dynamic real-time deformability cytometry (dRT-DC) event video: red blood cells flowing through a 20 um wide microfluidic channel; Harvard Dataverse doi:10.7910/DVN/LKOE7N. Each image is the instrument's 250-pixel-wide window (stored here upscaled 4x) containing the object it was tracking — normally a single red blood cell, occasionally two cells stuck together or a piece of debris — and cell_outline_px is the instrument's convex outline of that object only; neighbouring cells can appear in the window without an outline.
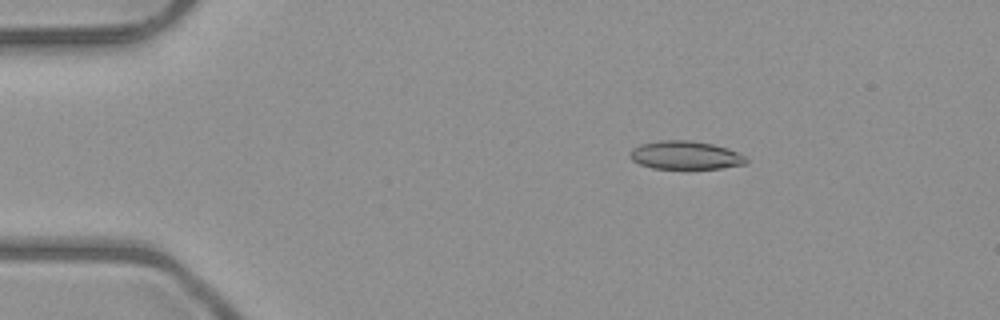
{"species": "common noctule bat (a hibernating species)", "species_latin": "Nyctalus noctula", "temperature_condition": "room temperature", "stored_images_in_passage": 5, "camera_frame_rate_fps": 3000, "um_per_image_px": 0.085, "animal": {"sex": "male", "body_mass_g": 23.1, "forearm_length_mm": 52.7}, "frame": {"image": 1, "passage_image": 3, "time_ms": 2.333, "image_size_px": [1000, 320], "cell_outline_px": [[748, 160], [744, 164], [720, 168], [652, 168], [640, 164], [632, 160], [632, 148], [640, 144], [660, 140], [688, 140], [712, 144], [728, 148], [744, 156]], "centroid_in_image_um": [58.25, 13.18], "position_along_channel_um": 26.7, "area_um2": 18.84}}
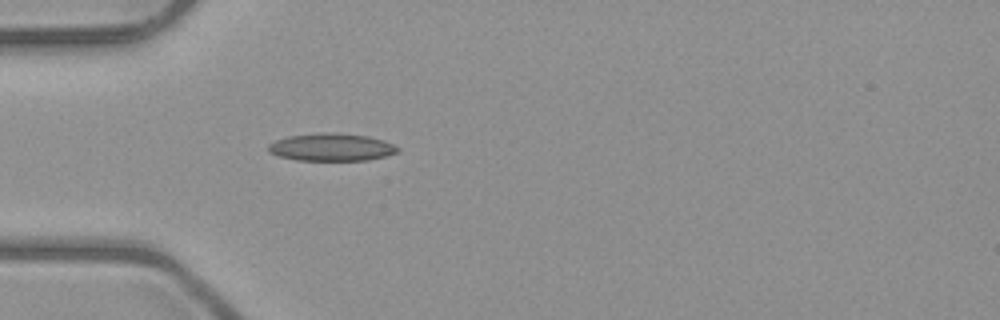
{"frame": {"image": 2, "passage_image": 5, "time_ms": 4.667, "image_size_px": [1000, 320], "cell_outline_px": [[400, 152], [368, 160], [296, 160], [280, 156], [268, 152], [268, 144], [276, 140], [288, 136], [320, 132], [332, 132], [368, 136], [384, 140], [400, 148]], "centroid_in_image_um": [28.18, 12.5], "position_along_channel_um": 56.8, "area_um2": 20.87}}